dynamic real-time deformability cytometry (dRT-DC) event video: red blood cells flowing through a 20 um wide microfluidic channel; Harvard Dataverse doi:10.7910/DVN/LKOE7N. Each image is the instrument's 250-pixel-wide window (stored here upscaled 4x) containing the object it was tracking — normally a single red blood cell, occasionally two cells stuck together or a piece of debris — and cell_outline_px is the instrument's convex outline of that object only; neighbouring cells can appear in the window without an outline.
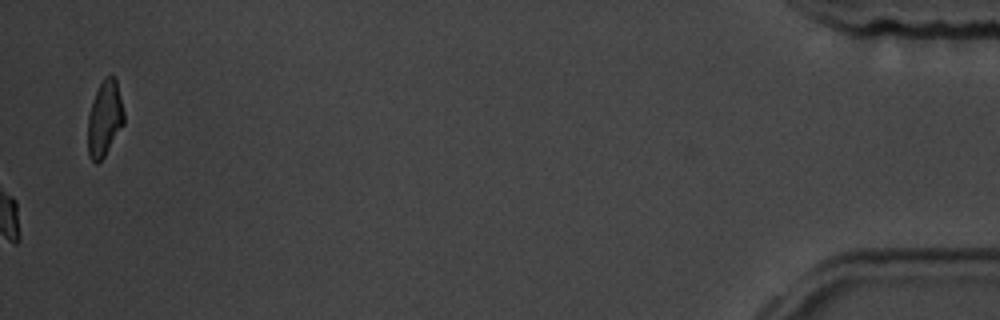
{"species": "common noctule bat (a hibernating species)", "species_latin": "Nyctalus noctula", "temperature_condition": "room temperature", "stored_images_in_passage": 62, "camera_frame_rate_fps": 3000, "um_per_image_px": 0.085, "animal": {"sex": "male", "body_mass_g": 19.5, "forearm_length_mm": 54.6}, "frame": {"image": 1, "passage_image": 62, "time_ms": 20.333, "image_size_px": [1000, 320], "cell_outline_px": [[124, 124], [104, 156], [96, 164], [88, 156], [88, 116], [92, 100], [104, 76], [108, 72], [112, 72], [116, 76], [124, 112]], "centroid_in_image_um": [8.9, 10.0], "position_along_channel_um": 426.3, "area_um2": 16.18}, "authors_computed_cell_mechanics": {"area_um2": 18.3226, "velocity_mm_per_s": 3.4176, "shape_relaxation_time_tau1_ms": 2.1777, "shape_relaxation_time_tau2_ms": 4.0927, "deformation_change_tau1": 0.1162, "deformation_change_tau2": 0.0745}}